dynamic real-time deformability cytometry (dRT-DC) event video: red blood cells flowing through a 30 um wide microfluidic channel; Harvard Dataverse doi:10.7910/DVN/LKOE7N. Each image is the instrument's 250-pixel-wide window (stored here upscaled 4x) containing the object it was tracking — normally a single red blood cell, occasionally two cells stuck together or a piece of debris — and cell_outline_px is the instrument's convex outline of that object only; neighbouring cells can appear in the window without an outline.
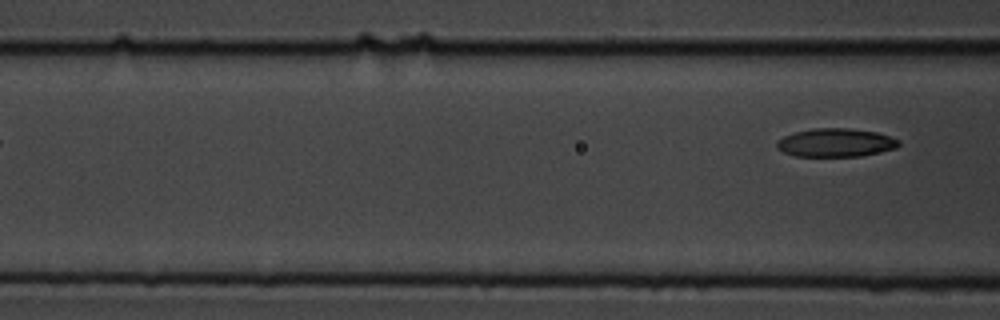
{"species": "common noctule bat (a hibernating species)", "species_latin": "Nyctalus noctula", "temperature_condition": "cold", "stored_images_in_passage": 7, "segment_of_instrument_passage": [2, 2], "camera_frame_rate_fps": 3000, "um_per_image_px": 0.085, "animal": {"sex": "male", "body_mass_g": 19.5, "forearm_length_mm": 54.6}, "frame": {"image": 1, "passage_image": 7, "time_ms": 8.333, "image_size_px": [1000, 320], "cell_outline_px": [[900, 144], [896, 148], [860, 156], [796, 156], [784, 152], [776, 148], [776, 140], [784, 136], [796, 132], [812, 128], [848, 128], [876, 132], [900, 140]], "centroid_in_image_um": [71.01, 12.12], "position_along_channel_um": 95.6, "area_um2": 20.11}}